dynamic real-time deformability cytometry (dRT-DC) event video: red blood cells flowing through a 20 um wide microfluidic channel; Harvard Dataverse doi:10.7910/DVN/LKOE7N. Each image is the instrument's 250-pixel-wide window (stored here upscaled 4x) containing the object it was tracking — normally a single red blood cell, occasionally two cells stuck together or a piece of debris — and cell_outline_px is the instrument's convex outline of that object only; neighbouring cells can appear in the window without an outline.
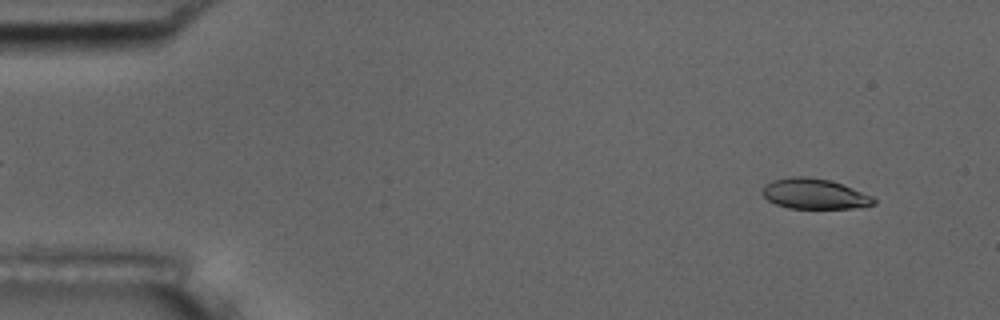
{"species": "common noctule bat (a hibernating species)", "species_latin": "Nyctalus noctula", "temperature_condition": "room temperature", "stored_images_in_passage": 54, "camera_frame_rate_fps": 3000, "um_per_image_px": 0.085, "animal": {"sex": "male", "body_mass_g": 17.5, "forearm_length_mm": 52.3}, "frame": {"image": 1, "passage_image": 4, "time_ms": 1.0, "image_size_px": [1000, 320], "cell_outline_px": [[876, 204], [852, 208], [788, 208], [776, 204], [768, 200], [760, 192], [764, 184], [772, 180], [792, 176], [804, 176], [828, 180], [852, 188], [872, 196], [876, 200]], "centroid_in_image_um": [69.18, 16.48], "position_along_channel_um": 15.8, "area_um2": 19.59}}
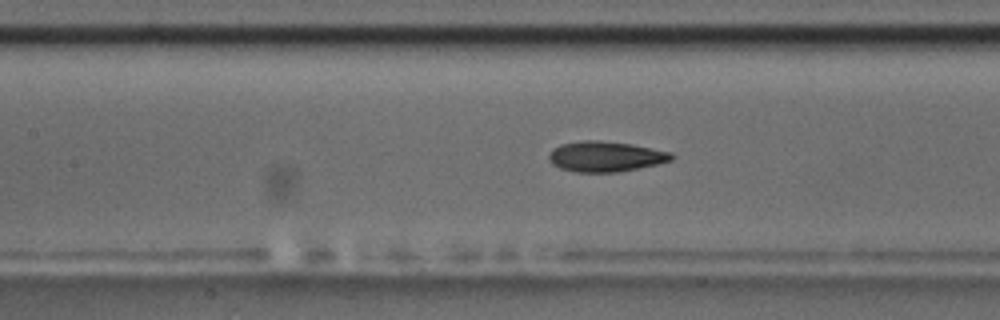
{"frame": {"image": 2, "passage_image": 24, "time_ms": 7.667, "image_size_px": [1000, 320], "cell_outline_px": [[676, 156], [672, 160], [656, 164], [620, 172], [576, 172], [560, 168], [552, 164], [548, 160], [548, 156], [552, 148], [560, 144], [584, 140], [600, 140], [632, 144], [672, 152]], "centroid_in_image_um": [51.46, 13.3], "position_along_channel_um": 155.9, "area_um2": 21.91}}
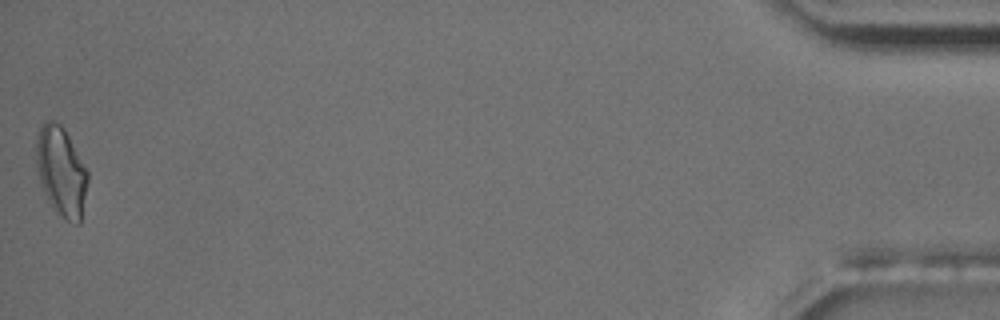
{"frame": {"image": 3, "passage_image": 54, "time_ms": 17.667, "image_size_px": [1000, 320], "cell_outline_px": [[88, 180], [80, 224], [76, 224], [68, 220], [56, 212], [48, 200], [40, 184], [36, 164], [36, 132], [44, 120], [56, 120], [64, 128], [88, 172]], "centroid_in_image_um": [5.17, 14.53], "position_along_channel_um": 430.0, "area_um2": 26.88}, "authors_computed_cell_mechanics": {"area_um2": 21.2415, "velocity_mm_per_s": 3.6927, "shape_relaxation_time_tau1_ms": 9.7098, "shape_relaxation_time_tau2_ms": 1.6403, "deformation_change_tau1": 0.2112, "deformation_change_tau2": 0.0749}}